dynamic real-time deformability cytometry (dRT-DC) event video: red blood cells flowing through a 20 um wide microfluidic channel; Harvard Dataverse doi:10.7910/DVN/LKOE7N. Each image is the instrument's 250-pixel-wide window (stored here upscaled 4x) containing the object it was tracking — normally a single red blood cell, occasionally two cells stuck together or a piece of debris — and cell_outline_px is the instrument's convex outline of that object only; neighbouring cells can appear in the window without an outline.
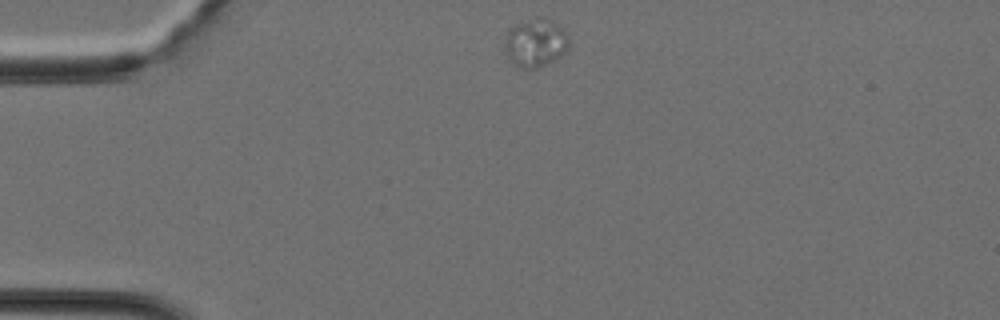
{"species": "Egyptian fruit bat (a non-hibernating species)", "species_latin": "Rousettus aegyptiacus", "temperature_condition": "cold", "stored_images_in_passage": 34, "camera_frame_rate_fps": 3000, "um_per_image_px": 0.085, "animal": {"sex": "female"}, "frame": {"image": 1, "passage_image": 1, "time_ms": 0.0, "image_size_px": [1000, 320], "cell_outline_px": [[568, 48], [556, 60], [548, 64], [536, 68], [516, 68], [512, 64], [504, 52], [504, 44], [508, 28], [516, 24], [528, 20], [536, 20], [556, 24], [568, 36]], "centroid_in_image_um": [45.45, 3.73], "position_along_channel_um": 39.6, "area_um2": 17.69}}
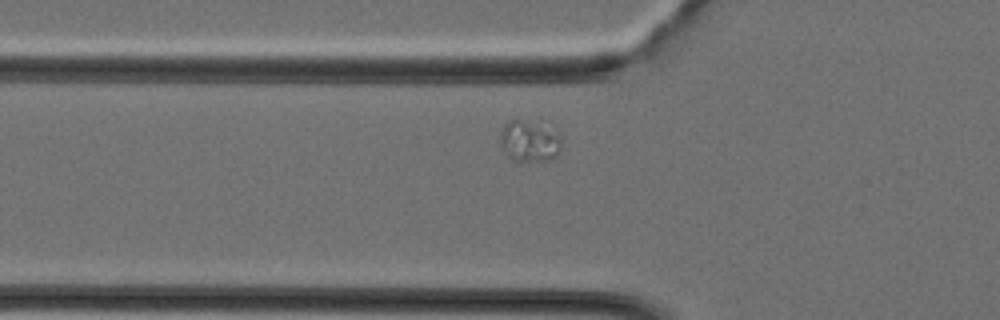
{"frame": {"image": 2, "passage_image": 6, "time_ms": 1.667, "image_size_px": [1000, 320], "cell_outline_px": [[560, 152], [552, 160], [520, 164], [512, 160], [500, 148], [500, 128], [508, 120], [520, 120], [560, 136]], "centroid_in_image_um": [44.9, 12.12], "position_along_channel_um": 80.9, "area_um2": 14.62}}
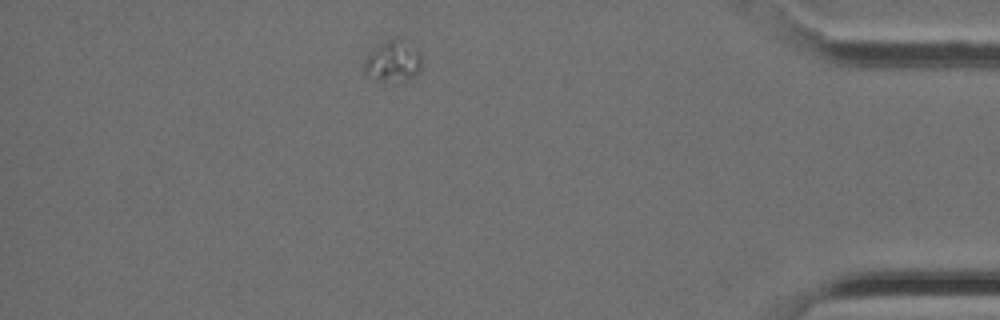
{"frame": {"image": 3, "passage_image": 29, "time_ms": 9.333, "image_size_px": [1000, 320], "cell_outline_px": [[420, 72], [404, 80], [372, 80], [364, 72], [364, 64], [368, 56], [376, 48], [388, 40], [392, 40], [416, 48], [420, 52]], "centroid_in_image_um": [33.39, 5.27], "position_along_channel_um": 401.8, "area_um2": 12.89}}